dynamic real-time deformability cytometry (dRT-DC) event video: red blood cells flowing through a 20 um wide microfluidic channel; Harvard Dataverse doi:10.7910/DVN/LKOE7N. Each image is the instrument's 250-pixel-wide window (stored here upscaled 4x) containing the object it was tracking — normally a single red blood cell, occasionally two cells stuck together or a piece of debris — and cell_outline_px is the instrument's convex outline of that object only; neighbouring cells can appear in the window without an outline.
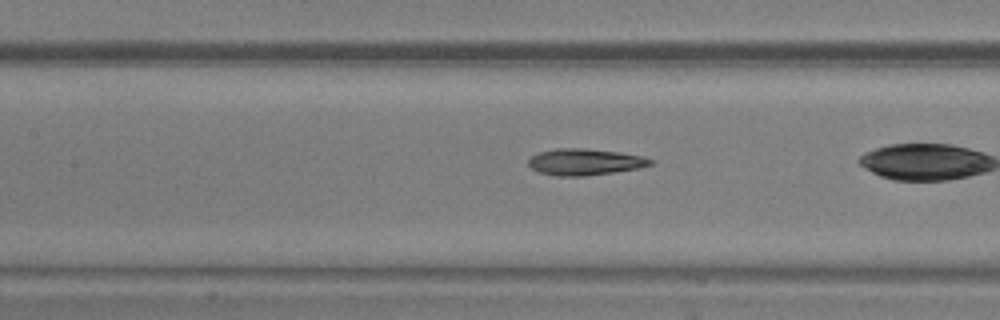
{"species": "common noctule bat (a hibernating species)", "species_latin": "Nyctalus noctula", "temperature_condition": "warm", "stored_images_in_passage": 35, "camera_frame_rate_fps": 3000, "um_per_image_px": 0.085, "animal": {"sex": "male", "body_mass_g": 20.5, "forearm_length_mm": 52.5}, "frame": {"image": 1, "passage_image": 20, "time_ms": 6.333, "image_size_px": [1000, 320], "cell_outline_px": [[656, 160], [652, 164], [640, 168], [584, 176], [556, 176], [540, 172], [532, 168], [528, 164], [528, 160], [532, 156], [540, 152], [556, 148], [584, 148], [620, 152], [644, 156]], "centroid_in_image_um": [49.76, 13.76], "position_along_channel_um": 157.6, "area_um2": 18.84}}